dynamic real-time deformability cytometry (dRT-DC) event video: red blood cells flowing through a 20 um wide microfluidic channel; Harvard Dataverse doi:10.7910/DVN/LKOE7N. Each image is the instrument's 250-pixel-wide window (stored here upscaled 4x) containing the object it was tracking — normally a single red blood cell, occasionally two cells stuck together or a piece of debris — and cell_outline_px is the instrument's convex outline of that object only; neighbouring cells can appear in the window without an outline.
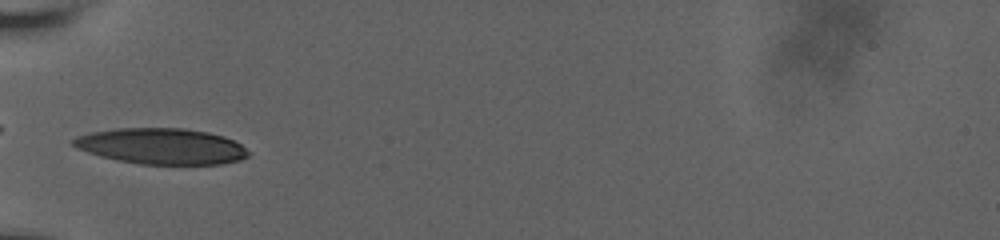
{"species": "human", "species_latin": "Homo sapiens", "temperature_condition": "room temperature", "stored_images_in_passage": 36, "camera_frame_rate_fps": 3000, "um_per_image_px": 0.085, "donor": {"sex": "male"}, "frame": {"image": 1, "passage_image": 1, "time_ms": 0.0, "image_size_px": [1000, 240], "cell_outline_px": [[252, 152], [248, 156], [240, 160], [224, 164], [140, 164], [100, 156], [76, 148], [72, 144], [72, 140], [76, 136], [92, 132], [116, 128], [184, 128], [208, 132], [224, 136], [240, 144]], "centroid_in_image_um": [13.76, 12.42], "position_along_channel_um": 71.2, "area_um2": 36.7}}
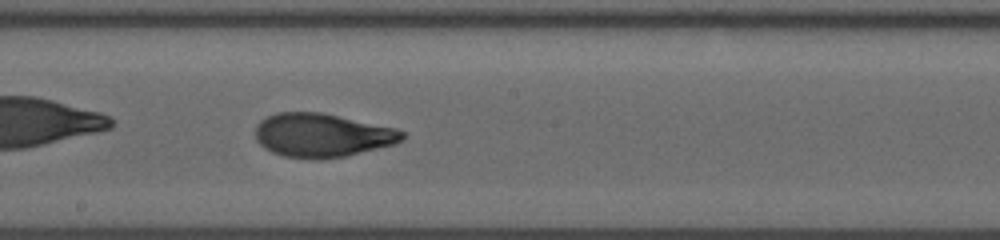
{"frame": {"image": 2, "passage_image": 13, "time_ms": 4.0, "image_size_px": [1000, 240], "cell_outline_px": [[404, 140], [396, 144], [344, 156], [320, 160], [316, 160], [284, 156], [272, 152], [264, 148], [256, 140], [256, 124], [260, 120], [276, 112], [320, 112], [396, 128], [404, 132]], "centroid_in_image_um": [27.37, 11.5], "position_along_channel_um": 220.8, "area_um2": 37.51}}
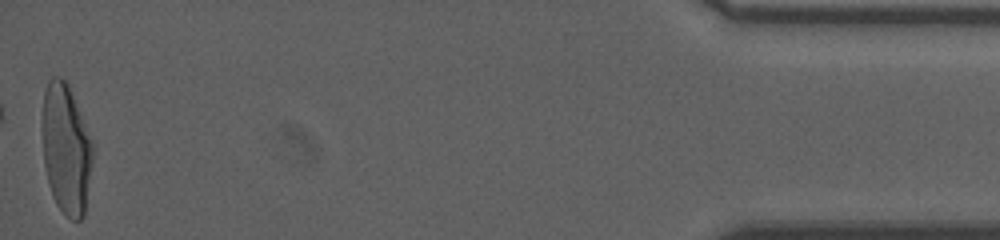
{"frame": {"image": 3, "passage_image": 36, "time_ms": 11.667, "image_size_px": [1000, 240], "cell_outline_px": [[92, 160], [84, 216], [80, 220], [72, 220], [56, 204], [52, 196], [48, 184], [44, 164], [44, 92], [48, 80], [52, 76], [60, 76], [68, 84], [92, 144]], "centroid_in_image_um": [5.61, 12.7], "position_along_channel_um": 429.6, "area_um2": 37.17}, "authors_computed_cell_mechanics": {"area_um2": 37.0498, "velocity_mm_per_s": 3.7935, "shape_relaxation_time_tau1_ms": 6.803, "shape_relaxation_time_tau2_ms": 1.1782, "deformation_change_tau1": 0.2608, "deformation_change_tau2": 0.071}}